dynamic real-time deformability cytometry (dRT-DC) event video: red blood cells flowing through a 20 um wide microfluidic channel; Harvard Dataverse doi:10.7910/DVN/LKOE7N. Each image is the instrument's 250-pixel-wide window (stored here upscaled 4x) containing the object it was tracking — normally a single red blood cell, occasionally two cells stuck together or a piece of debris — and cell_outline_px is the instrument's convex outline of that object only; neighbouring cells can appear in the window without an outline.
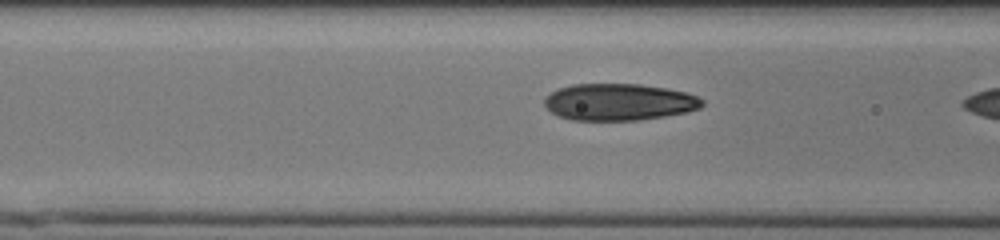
{"species": "human", "species_latin": "Homo sapiens", "temperature_condition": "cold", "stored_images_in_passage": 20, "camera_frame_rate_fps": 3000, "um_per_image_px": 0.085, "donor": {"sex": "male"}, "frame": {"image": 1, "passage_image": 18, "time_ms": 5.667, "image_size_px": [1000, 240], "cell_outline_px": [[704, 104], [700, 108], [688, 112], [640, 120], [572, 120], [560, 116], [552, 112], [544, 104], [544, 96], [556, 88], [572, 84], [640, 84], [668, 88], [688, 92], [704, 100]], "centroid_in_image_um": [52.62, 8.66], "position_along_channel_um": 114.0, "area_um2": 34.16}}